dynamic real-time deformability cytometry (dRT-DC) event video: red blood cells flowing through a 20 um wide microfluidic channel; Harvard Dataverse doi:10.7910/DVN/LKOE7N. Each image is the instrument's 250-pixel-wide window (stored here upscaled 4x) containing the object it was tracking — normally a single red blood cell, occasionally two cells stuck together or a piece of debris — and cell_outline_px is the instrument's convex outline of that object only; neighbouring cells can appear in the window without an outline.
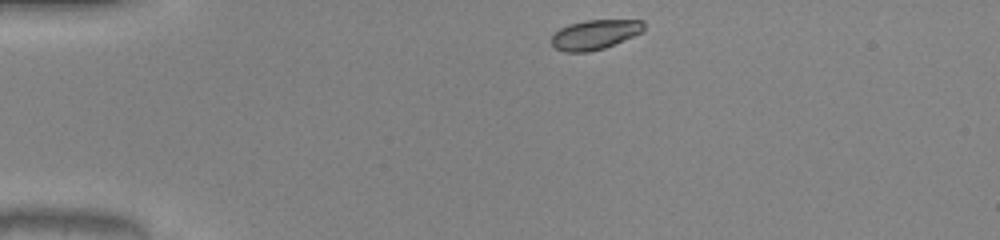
{"species": "common noctule bat (a hibernating species)", "species_latin": "Nyctalus noctula", "temperature_condition": "warm", "stored_images_in_passage": 34, "camera_frame_rate_fps": 3000, "um_per_image_px": 0.085, "animal": {"sex": "male", "body_mass_g": 20.0, "forearm_length_mm": 53.3}, "frame": {"image": 1, "passage_image": 1, "time_ms": 0.0, "image_size_px": [1000, 240], "cell_outline_px": [[644, 32], [604, 48], [588, 52], [564, 52], [556, 48], [552, 44], [552, 36], [560, 28], [568, 24], [588, 20], [644, 20]], "centroid_in_image_um": [50.59, 2.94], "position_along_channel_um": 34.4, "area_um2": 15.95}}
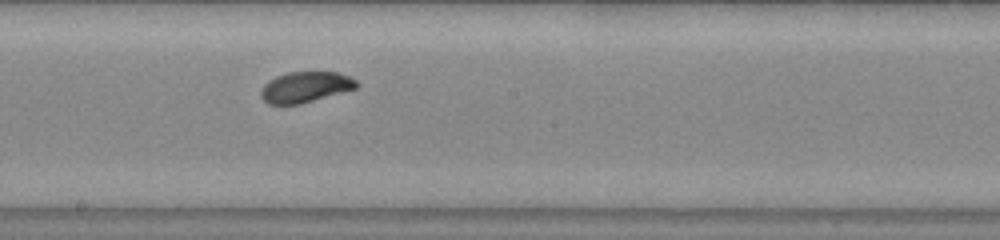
{"frame": {"image": 2, "passage_image": 19, "time_ms": 6.0, "image_size_px": [1000, 240], "cell_outline_px": [[360, 84], [356, 88], [300, 104], [268, 104], [260, 96], [260, 92], [264, 84], [276, 76], [288, 72], [336, 72], [348, 76], [356, 80]], "centroid_in_image_um": [25.94, 7.4], "position_along_channel_um": 222.3, "area_um2": 16.99}}
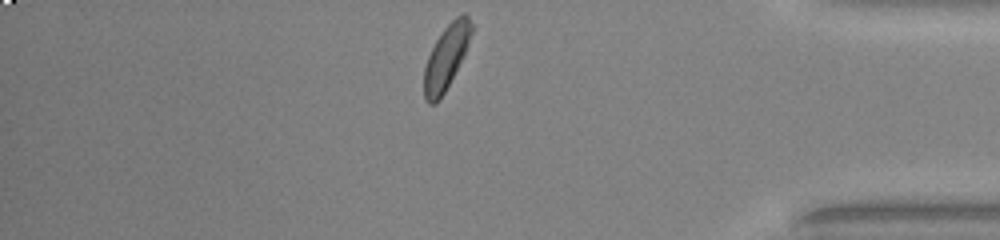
{"frame": {"image": 3, "passage_image": 34, "time_ms": 11.0, "image_size_px": [1000, 240], "cell_outline_px": [[472, 32], [468, 44], [440, 100], [436, 104], [428, 104], [424, 100], [424, 68], [428, 56], [436, 40], [444, 28], [456, 16], [464, 12], [468, 16], [472, 24]], "centroid_in_image_um": [37.9, 4.87], "position_along_channel_um": 397.3, "area_um2": 17.34}, "authors_computed_cell_mechanics": {"area_um2": 17.3978, "velocity_mm_per_s": 4.0499, "shape_relaxation_time_tau1_ms": 1.292, "shape_relaxation_time_tau2_ms": null, "deformation_change_tau1": 0.0782, "deformation_change_tau2": null}}